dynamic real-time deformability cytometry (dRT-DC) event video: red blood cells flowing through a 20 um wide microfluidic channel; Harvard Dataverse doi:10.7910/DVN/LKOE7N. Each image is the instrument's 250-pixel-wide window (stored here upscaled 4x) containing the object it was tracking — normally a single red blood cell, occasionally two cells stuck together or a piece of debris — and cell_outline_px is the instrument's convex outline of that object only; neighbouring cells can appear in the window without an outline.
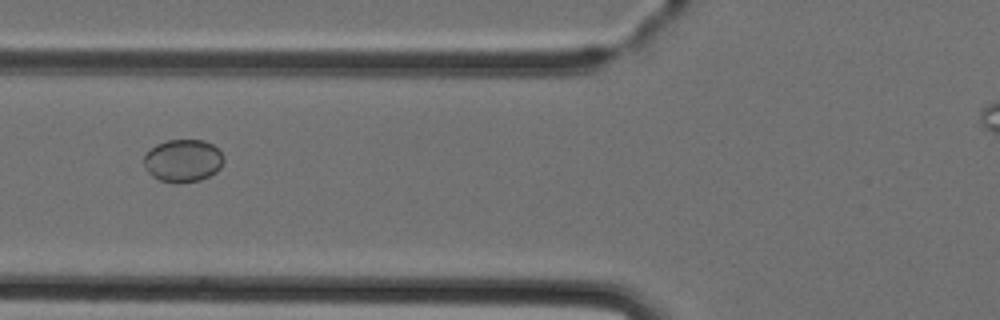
{"species": "Egyptian fruit bat (a non-hibernating species)", "species_latin": "Rousettus aegyptiacus", "temperature_condition": "cold", "stored_images_in_passage": 4, "camera_frame_rate_fps": 3000, "um_per_image_px": 0.085, "animal": {"sex": "female"}, "frame": {"image": 1, "passage_image": 3, "time_ms": 2.333, "image_size_px": [1000, 320], "cell_outline_px": [[224, 160], [220, 168], [216, 172], [200, 180], [160, 180], [152, 176], [144, 168], [144, 156], [156, 144], [168, 140], [204, 140], [212, 144], [224, 156]], "centroid_in_image_um": [15.56, 13.61], "position_along_channel_um": 110.2, "area_um2": 19.31}}
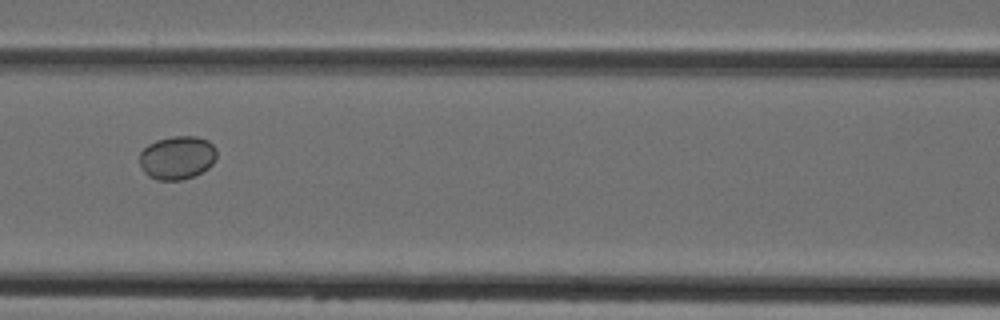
{"frame": {"image": 2, "passage_image": 4, "time_ms": 3.333, "image_size_px": [1000, 320], "cell_outline_px": [[216, 156], [212, 164], [208, 168], [192, 176], [180, 180], [156, 180], [148, 176], [144, 172], [140, 164], [140, 152], [148, 144], [156, 140], [172, 136], [196, 136], [208, 140], [216, 148]], "centroid_in_image_um": [15.05, 13.39], "position_along_channel_um": 151.6, "area_um2": 19.54}}